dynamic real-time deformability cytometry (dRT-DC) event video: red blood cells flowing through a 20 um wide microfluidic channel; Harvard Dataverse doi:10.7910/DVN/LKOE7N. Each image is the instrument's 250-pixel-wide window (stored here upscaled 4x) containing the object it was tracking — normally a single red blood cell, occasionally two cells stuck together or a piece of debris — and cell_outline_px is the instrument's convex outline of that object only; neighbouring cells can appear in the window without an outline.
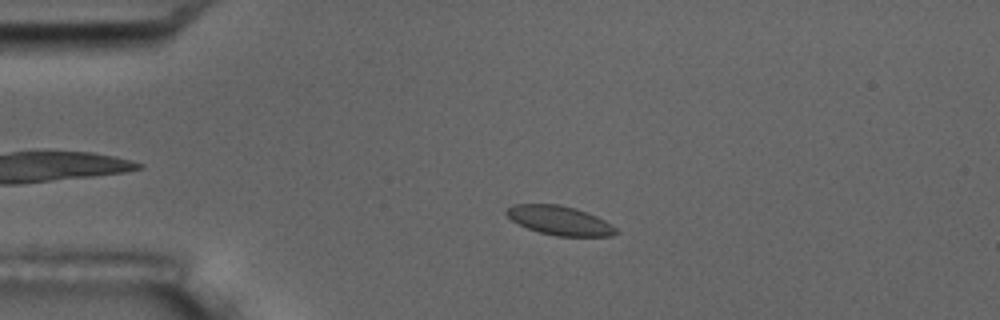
{"species": "common noctule bat (a hibernating species)", "species_latin": "Nyctalus noctula", "temperature_condition": "room temperature", "stored_images_in_passage": 4, "camera_frame_rate_fps": 3000, "um_per_image_px": 0.085, "animal": {"sex": "male", "body_mass_g": 17.5, "forearm_length_mm": 52.3}, "frame": {"image": 1, "passage_image": 3, "time_ms": 2.333, "image_size_px": [1000, 320], "cell_outline_px": [[620, 232], [612, 236], [556, 236], [540, 232], [528, 228], [512, 220], [504, 212], [512, 204], [560, 204], [576, 208], [596, 216], [612, 224]], "centroid_in_image_um": [47.59, 18.74], "position_along_channel_um": 37.4, "area_um2": 18.55}}